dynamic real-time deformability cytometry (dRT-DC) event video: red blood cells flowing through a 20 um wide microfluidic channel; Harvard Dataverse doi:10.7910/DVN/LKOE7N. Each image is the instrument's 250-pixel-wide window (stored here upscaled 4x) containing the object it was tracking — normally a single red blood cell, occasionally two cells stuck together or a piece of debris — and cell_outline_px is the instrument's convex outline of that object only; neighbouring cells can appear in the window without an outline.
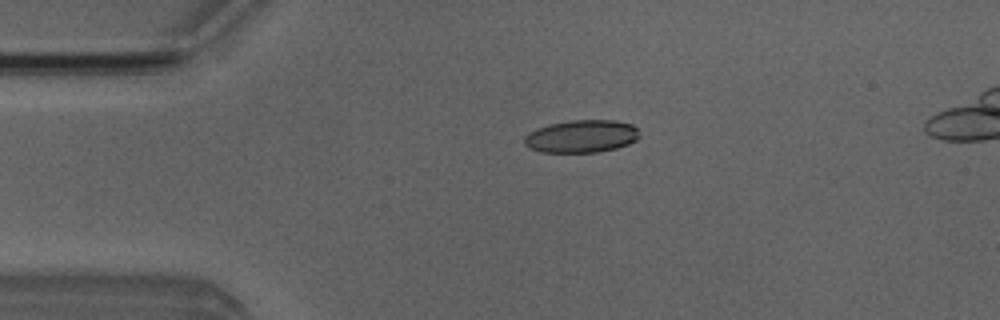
{"species": "Egyptian fruit bat (a non-hibernating species)", "species_latin": "Rousettus aegyptiacus", "temperature_condition": "room temperature", "stored_images_in_passage": 4, "camera_frame_rate_fps": 3000, "um_per_image_px": 0.085, "animal": {"sex": "male"}, "frame": {"image": 1, "passage_image": 2, "time_ms": 1.333, "image_size_px": [1000, 320], "cell_outline_px": [[640, 136], [636, 140], [628, 144], [616, 148], [596, 152], [540, 152], [528, 148], [524, 144], [524, 136], [536, 128], [548, 124], [568, 120], [616, 120], [632, 124], [636, 128]], "centroid_in_image_um": [49.4, 11.58], "position_along_channel_um": 35.6, "area_um2": 22.08}}